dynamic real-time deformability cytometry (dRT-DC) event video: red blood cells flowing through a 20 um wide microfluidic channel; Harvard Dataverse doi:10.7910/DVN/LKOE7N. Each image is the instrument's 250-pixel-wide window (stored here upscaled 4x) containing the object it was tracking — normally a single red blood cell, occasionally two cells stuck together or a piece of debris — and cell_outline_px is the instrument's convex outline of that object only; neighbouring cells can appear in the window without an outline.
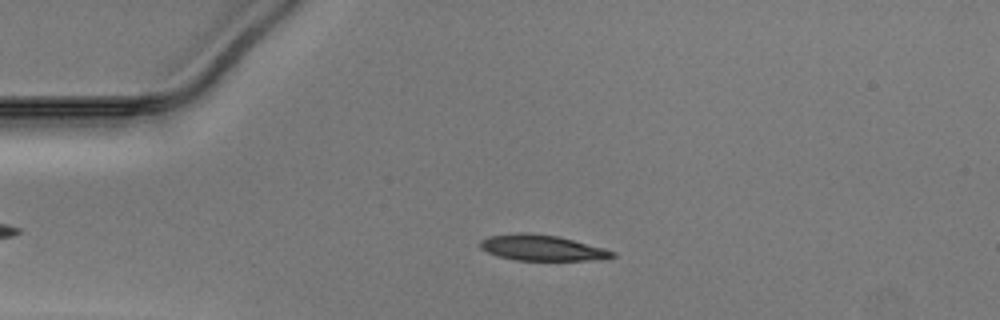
{"species": "Egyptian fruit bat (a non-hibernating species)", "species_latin": "Rousettus aegyptiacus", "temperature_condition": "warm", "stored_images_in_passage": 51, "camera_frame_rate_fps": 3000, "um_per_image_px": 0.085, "animal": {"sex": "male"}, "frame": {"image": 1, "passage_image": 12, "time_ms": 3.667, "image_size_px": [1000, 320], "cell_outline_px": [[616, 256], [608, 260], [516, 260], [500, 256], [488, 252], [480, 248], [480, 240], [488, 236], [516, 232], [528, 232], [560, 236], [604, 248], [616, 252]], "centroid_in_image_um": [46.12, 21.05], "position_along_channel_um": 38.9, "area_um2": 20.11}}
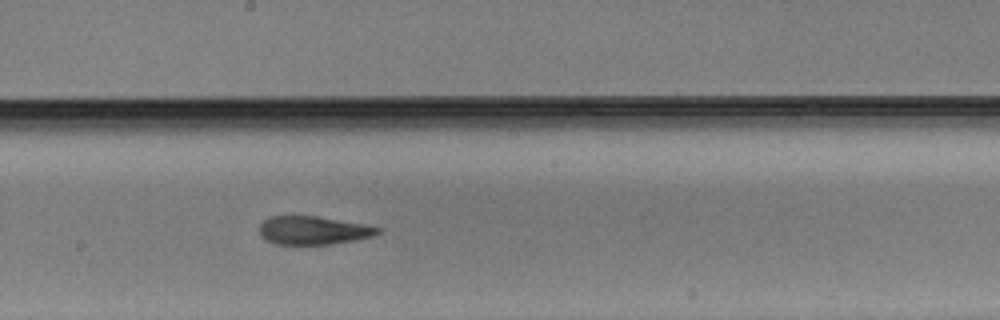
{"frame": {"image": 2, "passage_image": 28, "time_ms": 9.0, "image_size_px": [1000, 320], "cell_outline_px": [[380, 232], [372, 236], [356, 240], [332, 244], [276, 244], [260, 236], [260, 224], [268, 216], [316, 216], [364, 224], [380, 228]], "centroid_in_image_um": [26.61, 19.58], "position_along_channel_um": 221.6, "area_um2": 19.42}}
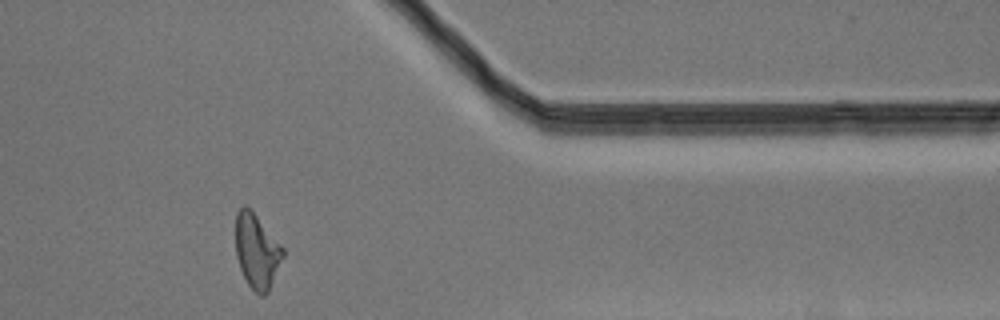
{"frame": {"image": 3, "passage_image": 42, "time_ms": 13.667, "image_size_px": [1000, 320], "cell_outline_px": [[284, 256], [268, 292], [264, 296], [260, 296], [248, 284], [240, 268], [236, 256], [236, 212], [244, 204], [256, 216], [284, 248]], "centroid_in_image_um": [21.83, 21.37], "position_along_channel_um": 389.6, "area_um2": 20.23}}